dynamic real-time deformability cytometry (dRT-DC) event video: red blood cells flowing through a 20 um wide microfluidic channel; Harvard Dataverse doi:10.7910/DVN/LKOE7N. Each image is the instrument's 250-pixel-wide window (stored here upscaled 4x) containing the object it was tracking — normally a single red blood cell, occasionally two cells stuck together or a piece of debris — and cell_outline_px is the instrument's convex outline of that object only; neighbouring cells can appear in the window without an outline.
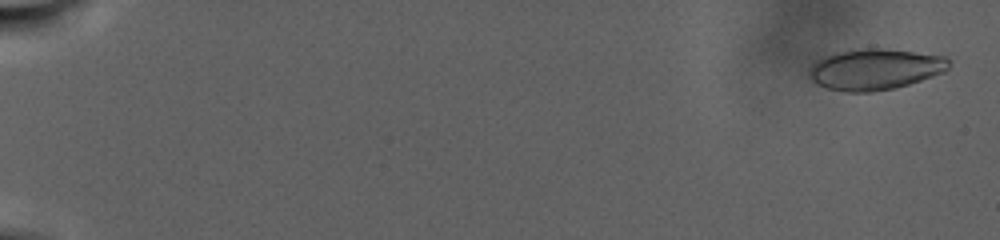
{"species": "human", "species_latin": "Homo sapiens", "temperature_condition": "warm", "stored_images_in_passage": 56, "camera_frame_rate_fps": 3000, "um_per_image_px": 0.085, "donor": {"sex": "male"}, "frame": {"image": 1, "passage_image": 2, "time_ms": 0.667, "image_size_px": [1000, 240], "cell_outline_px": [[948, 68], [944, 72], [896, 88], [872, 92], [848, 92], [828, 88], [812, 80], [808, 76], [808, 68], [816, 60], [824, 56], [836, 52], [860, 48], [876, 48], [912, 52], [944, 56], [948, 60]], "centroid_in_image_um": [74.32, 5.89], "position_along_channel_um": 10.7, "area_um2": 33.18}}
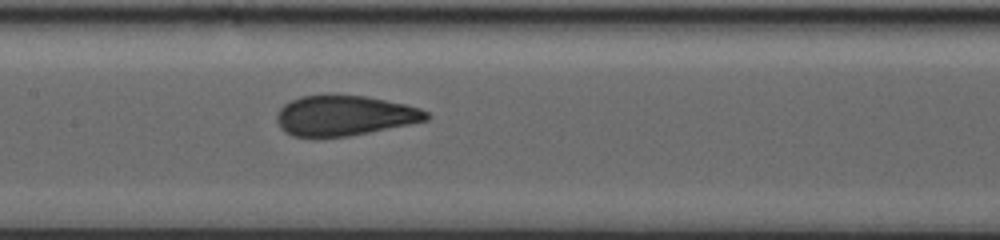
{"frame": {"image": 2, "passage_image": 31, "time_ms": 17.333, "image_size_px": [1000, 240], "cell_outline_px": [[432, 116], [428, 120], [348, 136], [292, 136], [284, 132], [280, 128], [276, 120], [276, 116], [280, 108], [284, 104], [300, 96], [332, 92], [368, 96], [404, 104], [420, 108], [428, 112]], "centroid_in_image_um": [29.25, 9.78], "position_along_channel_um": 178.1, "area_um2": 35.55}}
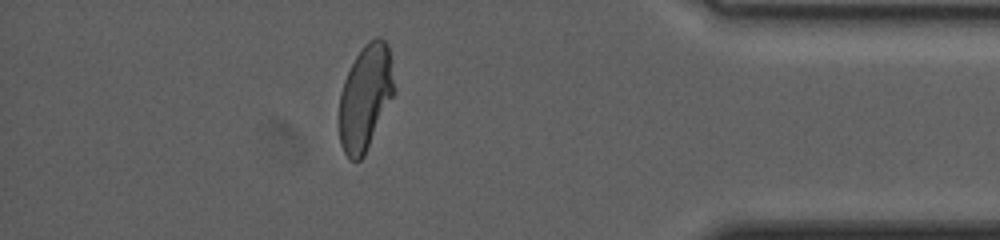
{"frame": {"image": 3, "passage_image": 51, "time_ms": 28.667, "image_size_px": [1000, 240], "cell_outline_px": [[392, 96], [364, 156], [360, 160], [352, 160], [344, 152], [340, 144], [340, 92], [344, 80], [356, 56], [364, 44], [368, 40], [376, 36], [380, 36], [388, 44], [392, 80]], "centroid_in_image_um": [31.02, 8.26], "position_along_channel_um": 404.2, "area_um2": 32.77}, "authors_computed_cell_mechanics": {"area_um2": 34.68, "velocity_mm_per_s": 2.2433, "shape_relaxation_time_tau1_ms": 9.8471, "shape_relaxation_time_tau2_ms": null, "deformation_change_tau1": 0.2109, "deformation_change_tau2": null}}